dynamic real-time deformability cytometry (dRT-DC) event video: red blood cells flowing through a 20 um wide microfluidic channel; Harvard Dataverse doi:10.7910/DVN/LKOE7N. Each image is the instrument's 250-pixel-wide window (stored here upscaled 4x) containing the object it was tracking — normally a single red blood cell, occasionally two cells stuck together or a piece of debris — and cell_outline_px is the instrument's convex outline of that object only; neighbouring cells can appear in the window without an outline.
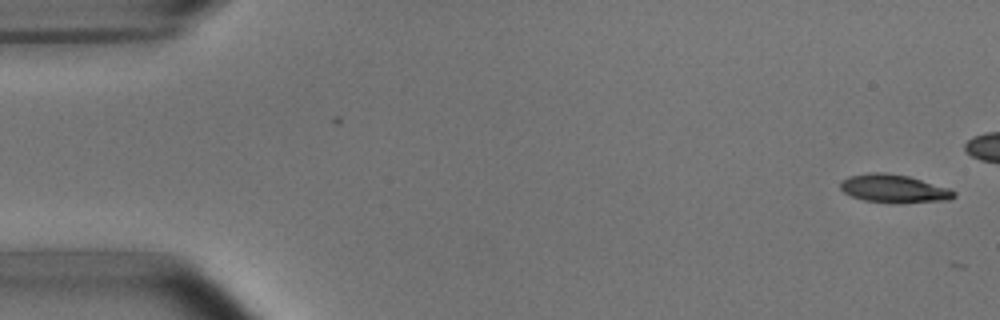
{"species": "common noctule bat (a hibernating species)", "species_latin": "Nyctalus noctula", "temperature_condition": "room temperature", "stored_images_in_passage": 9, "camera_frame_rate_fps": 3000, "um_per_image_px": 0.085, "animal": {"sex": "male", "body_mass_g": 15.6}, "frame": {"image": 1, "passage_image": 1, "time_ms": 0.0, "image_size_px": [1000, 320], "cell_outline_px": [[956, 196], [948, 200], [864, 200], [852, 196], [844, 192], [840, 188], [840, 180], [848, 176], [872, 172], [884, 172], [908, 176], [948, 188], [956, 192]], "centroid_in_image_um": [75.91, 15.96], "position_along_channel_um": 9.1, "area_um2": 17.57}}
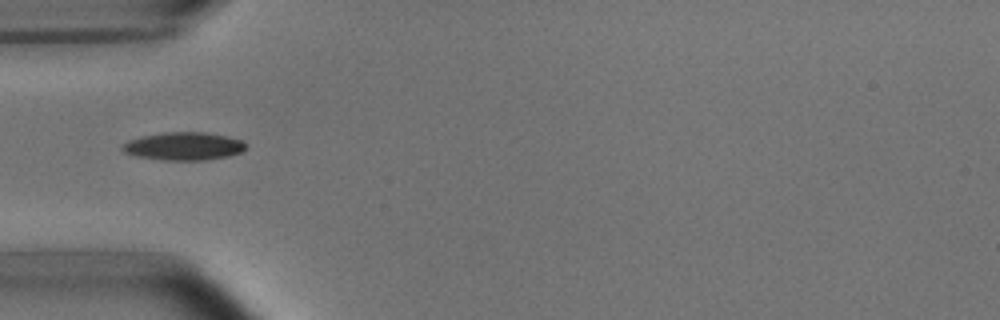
{"frame": {"image": 2, "passage_image": 7, "time_ms": 6.667, "image_size_px": [1000, 320], "cell_outline_px": [[248, 144], [240, 152], [228, 156], [208, 160], [160, 160], [136, 156], [124, 152], [120, 148], [128, 140], [144, 136], [164, 132], [204, 132], [228, 136], [240, 140]], "centroid_in_image_um": [15.61, 12.43], "position_along_channel_um": 69.4, "area_um2": 20.11}}
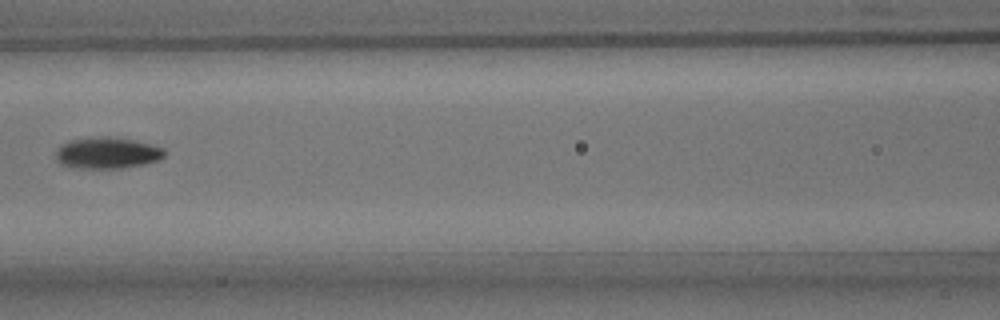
{"frame": {"image": 3, "passage_image": 9, "time_ms": 9.0, "image_size_px": [1000, 320], "cell_outline_px": [[164, 156], [160, 160], [144, 164], [120, 168], [72, 168], [60, 164], [56, 160], [56, 148], [60, 144], [68, 140], [100, 136], [108, 136], [132, 140], [152, 144], [164, 148]], "centroid_in_image_um": [9.07, 13.0], "position_along_channel_um": 157.5, "area_um2": 20.11}}